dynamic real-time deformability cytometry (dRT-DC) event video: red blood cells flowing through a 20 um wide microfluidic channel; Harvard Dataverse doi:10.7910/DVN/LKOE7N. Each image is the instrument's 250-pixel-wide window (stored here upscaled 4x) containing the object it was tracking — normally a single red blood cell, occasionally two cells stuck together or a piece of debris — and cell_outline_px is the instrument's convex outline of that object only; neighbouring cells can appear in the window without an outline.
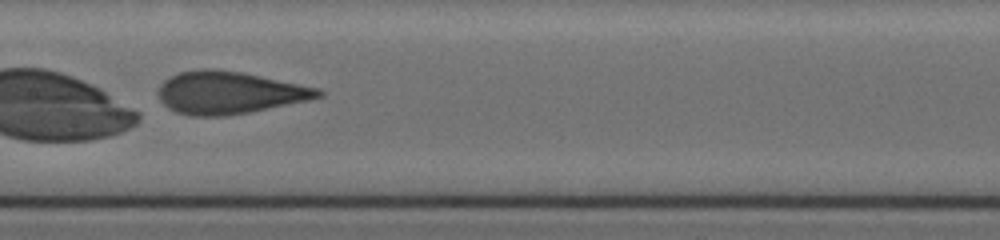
{"species": "human", "species_latin": "Homo sapiens", "temperature_condition": "cold", "stored_images_in_passage": 30, "camera_frame_rate_fps": 3000, "um_per_image_px": 0.085, "donor": {"sex": "female"}, "frame": {"image": 1, "passage_image": 26, "time_ms": 8.667, "image_size_px": [1000, 240], "cell_outline_px": [[324, 96], [248, 112], [224, 116], [188, 116], [176, 112], [168, 108], [160, 100], [160, 84], [164, 80], [180, 72], [200, 68], [216, 68], [240, 72], [320, 88], [324, 92]], "centroid_in_image_um": [19.46, 7.87], "position_along_channel_um": 187.9, "area_um2": 39.19}}